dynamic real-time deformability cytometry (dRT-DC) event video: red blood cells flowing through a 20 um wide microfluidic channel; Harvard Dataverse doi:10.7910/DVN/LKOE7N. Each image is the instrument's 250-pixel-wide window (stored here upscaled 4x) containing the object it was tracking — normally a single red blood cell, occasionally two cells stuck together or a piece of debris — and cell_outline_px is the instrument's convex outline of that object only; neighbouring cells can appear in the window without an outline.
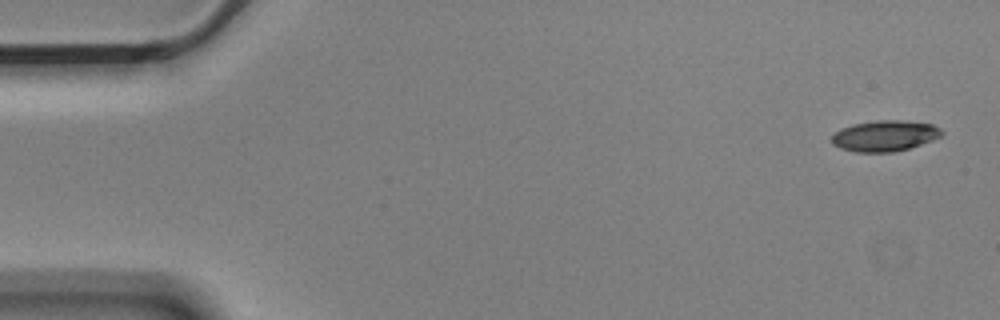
{"species": "Egyptian fruit bat (a non-hibernating species)", "species_latin": "Rousettus aegyptiacus", "temperature_condition": "cold", "stored_images_in_passage": 4, "camera_frame_rate_fps": 3000, "um_per_image_px": 0.085, "animal": {"sex": "male"}, "frame": {"image": 1, "passage_image": 1, "time_ms": 0.0, "image_size_px": [1000, 320], "cell_outline_px": [[944, 132], [940, 136], [932, 140], [908, 148], [892, 152], [856, 152], [840, 148], [832, 144], [832, 136], [840, 128], [852, 124], [876, 120], [904, 120], [932, 124], [940, 128]], "centroid_in_image_um": [75.19, 11.53], "position_along_channel_um": 9.8, "area_um2": 19.77}}